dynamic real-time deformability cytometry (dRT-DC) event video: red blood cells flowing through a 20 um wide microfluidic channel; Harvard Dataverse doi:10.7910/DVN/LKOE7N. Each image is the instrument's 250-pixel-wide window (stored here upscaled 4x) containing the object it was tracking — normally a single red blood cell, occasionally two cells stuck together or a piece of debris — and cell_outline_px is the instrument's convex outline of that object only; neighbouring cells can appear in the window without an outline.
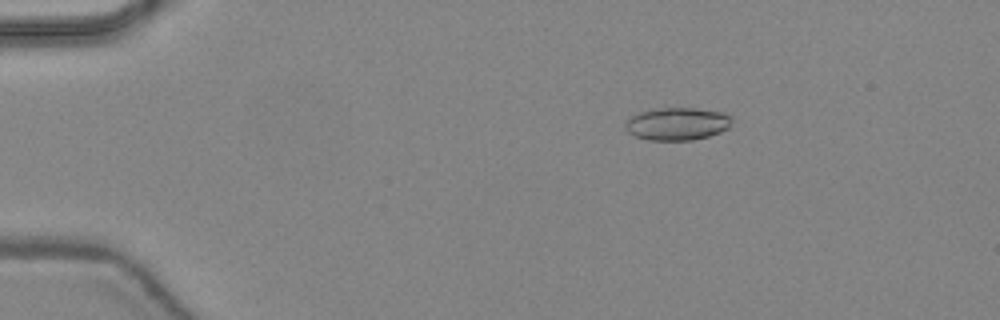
{"species": "common noctule bat (a hibernating species)", "species_latin": "Nyctalus noctula", "temperature_condition": "warm", "stored_images_in_passage": 47, "camera_frame_rate_fps": 3000, "um_per_image_px": 0.085, "animal": {"sex": "female", "body_mass_g": 24.6, "forearm_length_mm": 56.2}, "frame": {"image": 1, "passage_image": 9, "time_ms": 2.667, "image_size_px": [1000, 320], "cell_outline_px": [[732, 120], [728, 128], [720, 132], [708, 136], [692, 140], [648, 140], [636, 136], [628, 132], [624, 128], [624, 120], [628, 116], [640, 112], [660, 108], [696, 108], [724, 112], [732, 116]], "centroid_in_image_um": [57.54, 10.52], "position_along_channel_um": 27.5, "area_um2": 20.52}}
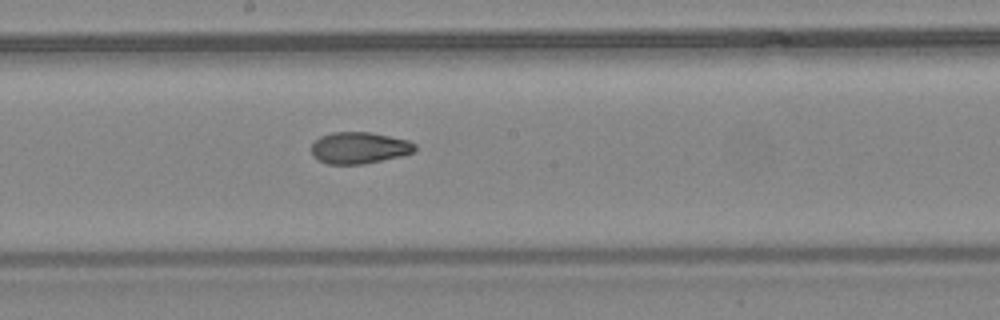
{"frame": {"image": 2, "passage_image": 27, "time_ms": 8.667, "image_size_px": [1000, 320], "cell_outline_px": [[416, 152], [400, 156], [364, 164], [328, 164], [312, 156], [312, 144], [320, 136], [332, 132], [372, 132], [408, 140], [416, 144]], "centroid_in_image_um": [30.56, 12.56], "position_along_channel_um": 217.6, "area_um2": 19.13}}
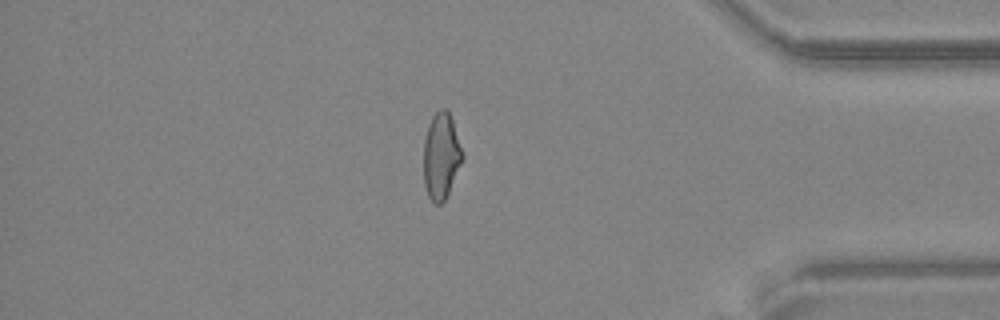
{"frame": {"image": 3, "passage_image": 41, "time_ms": 13.333, "image_size_px": [1000, 320], "cell_outline_px": [[464, 156], [448, 192], [444, 200], [440, 204], [436, 204], [428, 196], [424, 184], [424, 140], [428, 124], [432, 116], [440, 108], [444, 108], [448, 112], [452, 120]], "centroid_in_image_um": [37.48, 13.24], "position_along_channel_um": 397.7, "area_um2": 19.19}, "authors_computed_cell_mechanics": {"area_um2": 19.941, "velocity_mm_per_s": 4.4729, "shape_relaxation_time_tau1_ms": null, "shape_relaxation_time_tau2_ms": 2.0643, "deformation_change_tau1": null, "deformation_change_tau2": 0.0746}}